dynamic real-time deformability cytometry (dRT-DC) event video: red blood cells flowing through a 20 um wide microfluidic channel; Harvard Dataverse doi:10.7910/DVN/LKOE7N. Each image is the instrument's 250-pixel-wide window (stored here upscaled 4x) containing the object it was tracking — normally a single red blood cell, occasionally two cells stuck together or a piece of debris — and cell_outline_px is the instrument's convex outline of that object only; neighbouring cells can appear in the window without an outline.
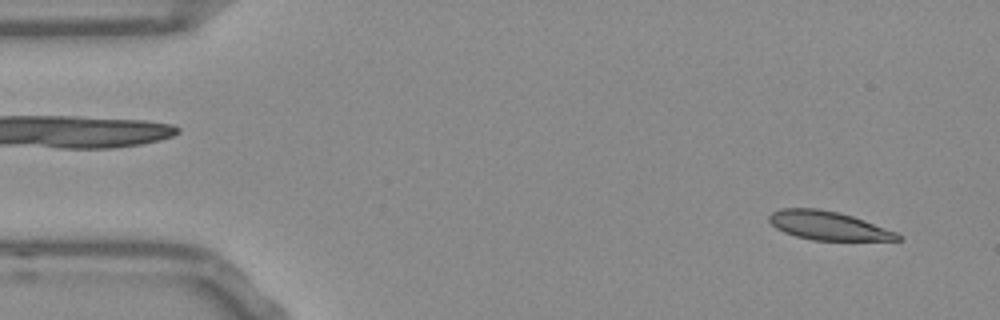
{"species": "Egyptian fruit bat (a non-hibernating species)", "species_latin": "Rousettus aegyptiacus", "temperature_condition": "room temperature", "stored_images_in_passage": 52, "camera_frame_rate_fps": 3000, "um_per_image_px": 0.085, "frame": {"image": 1, "passage_image": 3, "time_ms": 0.667, "image_size_px": [1000, 320], "cell_outline_px": [[904, 240], [812, 240], [796, 236], [784, 232], [776, 228], [768, 220], [768, 216], [772, 212], [784, 208], [816, 208], [836, 212], [852, 216], [864, 220], [896, 232]], "centroid_in_image_um": [70.37, 19.18], "position_along_channel_um": 14.6, "area_um2": 21.21}}
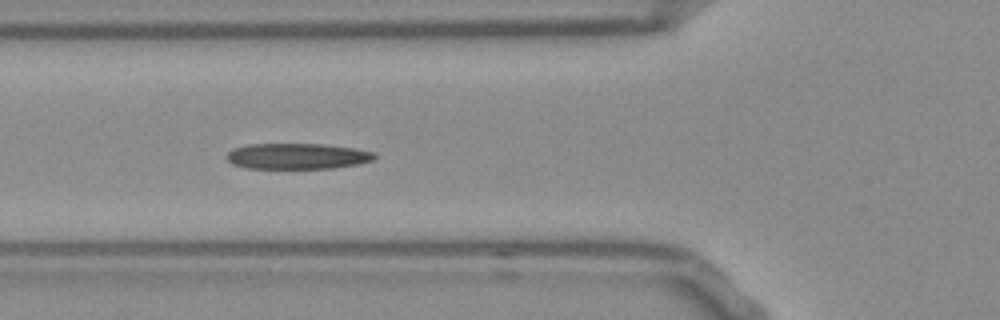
{"frame": {"image": 2, "passage_image": 18, "time_ms": 5.667, "image_size_px": [1000, 320], "cell_outline_px": [[376, 156], [372, 160], [356, 164], [332, 168], [244, 168], [232, 164], [224, 156], [232, 148], [248, 144], [320, 144], [352, 148], [376, 152]], "centroid_in_image_um": [25.2, 13.27], "position_along_channel_um": 100.6, "area_um2": 22.2}}
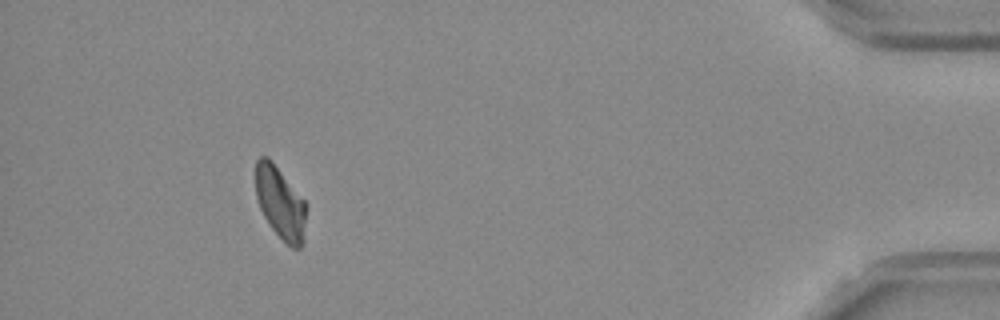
{"frame": {"image": 3, "passage_image": 48, "time_ms": 15.667, "image_size_px": [1000, 320], "cell_outline_px": [[304, 244], [300, 248], [292, 248], [272, 228], [264, 216], [260, 208], [256, 196], [256, 160], [260, 156], [268, 156], [304, 200]], "centroid_in_image_um": [23.8, 17.23], "position_along_channel_um": 411.4, "area_um2": 20.75}, "authors_computed_cell_mechanics": {"area_um2": 22.3108, "velocity_mm_per_s": 3.7614, "shape_relaxation_time_tau1_ms": 6.5371, "shape_relaxation_time_tau2_ms": 6.3925, "deformation_change_tau1": 0.1704, "deformation_change_tau2": 0.1469}}